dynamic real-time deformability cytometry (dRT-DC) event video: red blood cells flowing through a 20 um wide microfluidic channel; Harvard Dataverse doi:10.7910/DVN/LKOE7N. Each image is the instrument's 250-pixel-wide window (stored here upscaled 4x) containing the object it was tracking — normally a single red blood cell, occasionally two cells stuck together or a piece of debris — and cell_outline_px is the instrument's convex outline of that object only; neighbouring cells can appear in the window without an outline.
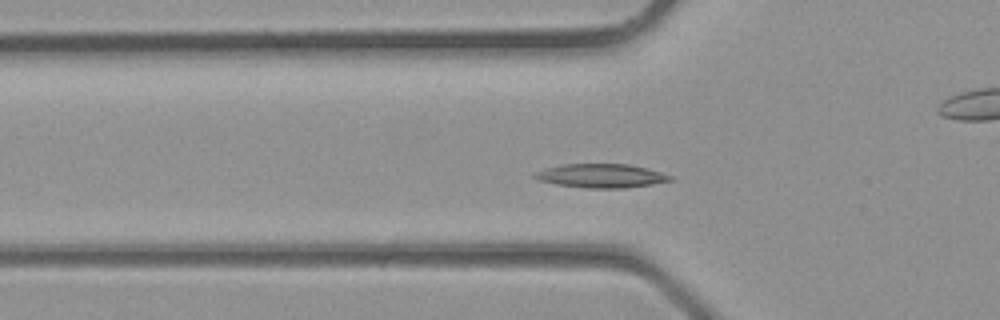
{"species": "common noctule bat (a hibernating species)", "species_latin": "Nyctalus noctula", "temperature_condition": "room temperature", "stored_images_in_passage": 34, "camera_frame_rate_fps": 3000, "um_per_image_px": 0.085, "animal": {"sex": "male", "body_mass_g": 23.1, "forearm_length_mm": 52.7}, "frame": {"image": 1, "passage_image": 9, "time_ms": 2.667, "image_size_px": [1000, 320], "cell_outline_px": [[676, 180], [652, 184], [624, 188], [584, 188], [556, 184], [536, 180], [532, 176], [536, 172], [544, 168], [560, 164], [628, 164], [660, 172], [672, 176]], "centroid_in_image_um": [51.06, 14.94], "position_along_channel_um": 74.7, "area_um2": 18.9}}
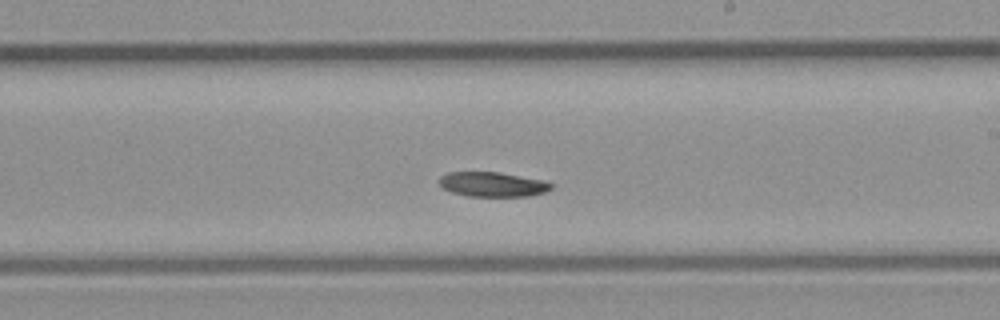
{"frame": {"image": 2, "passage_image": 18, "time_ms": 5.667, "image_size_px": [1000, 320], "cell_outline_px": [[556, 184], [552, 188], [544, 192], [528, 196], [468, 196], [452, 192], [444, 188], [440, 184], [440, 176], [448, 172], [500, 172], [544, 180]], "centroid_in_image_um": [41.91, 15.66], "position_along_channel_um": 247.1, "area_um2": 16.13}}
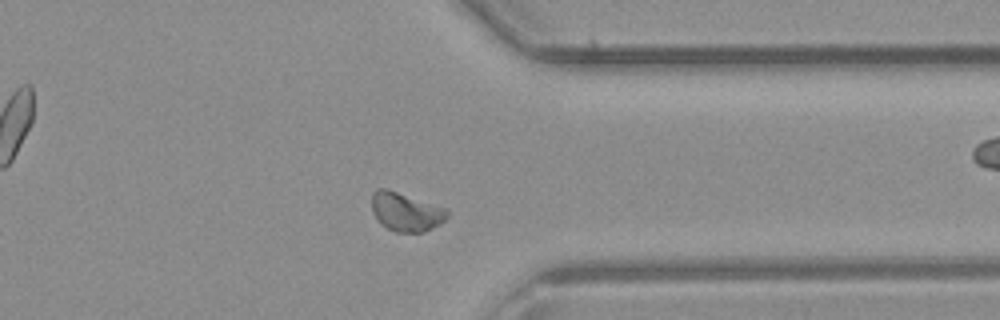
{"frame": {"image": 3, "passage_image": 25, "time_ms": 8.0, "image_size_px": [1000, 320], "cell_outline_px": [[448, 216], [440, 224], [424, 232], [396, 232], [380, 224], [376, 220], [372, 212], [372, 192], [376, 188], [388, 188], [448, 208]], "centroid_in_image_um": [34.49, 17.98], "position_along_channel_um": 376.9, "area_um2": 17.4}}